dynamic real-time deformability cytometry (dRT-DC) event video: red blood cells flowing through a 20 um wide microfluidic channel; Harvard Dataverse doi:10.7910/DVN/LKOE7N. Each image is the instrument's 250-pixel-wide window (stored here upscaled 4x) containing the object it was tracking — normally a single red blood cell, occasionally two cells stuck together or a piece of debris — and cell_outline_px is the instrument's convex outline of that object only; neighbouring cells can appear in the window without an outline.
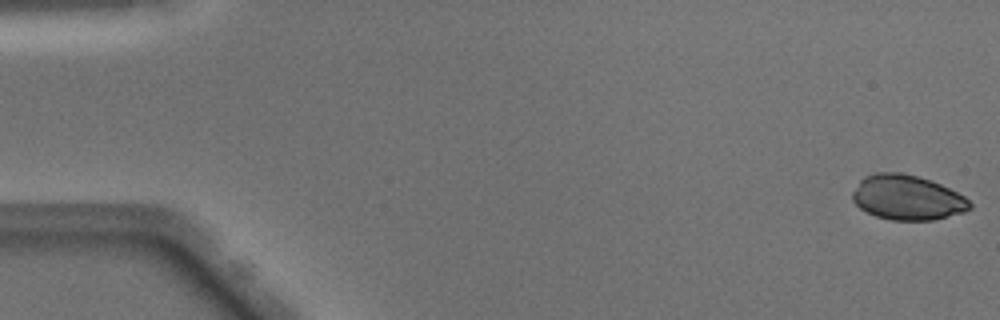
{"species": "Egyptian fruit bat (a non-hibernating species)", "species_latin": "Rousettus aegyptiacus", "temperature_condition": "warm", "stored_images_in_passage": 50, "camera_frame_rate_fps": 3000, "um_per_image_px": 0.085, "animal": {"sex": "male"}, "frame": {"image": 1, "passage_image": 1, "time_ms": 0.0, "image_size_px": [1000, 320], "cell_outline_px": [[972, 208], [964, 212], [932, 220], [892, 220], [876, 216], [860, 208], [852, 200], [852, 192], [860, 180], [864, 176], [876, 172], [900, 172], [932, 180], [964, 196], [972, 204]], "centroid_in_image_um": [77.1, 16.78], "position_along_channel_um": 7.9, "area_um2": 30.63}}
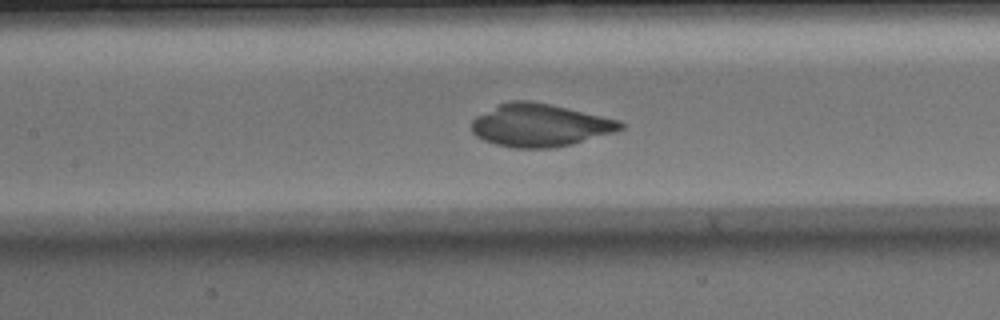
{"frame": {"image": 2, "passage_image": 23, "time_ms": 7.333, "image_size_px": [1000, 320], "cell_outline_px": [[624, 128], [612, 132], [572, 144], [552, 148], [516, 148], [496, 144], [484, 140], [476, 136], [472, 132], [472, 120], [476, 116], [500, 104], [512, 100], [528, 100], [568, 108], [620, 120], [624, 124]], "centroid_in_image_um": [45.88, 10.65], "position_along_channel_um": 161.5, "area_um2": 36.7}}
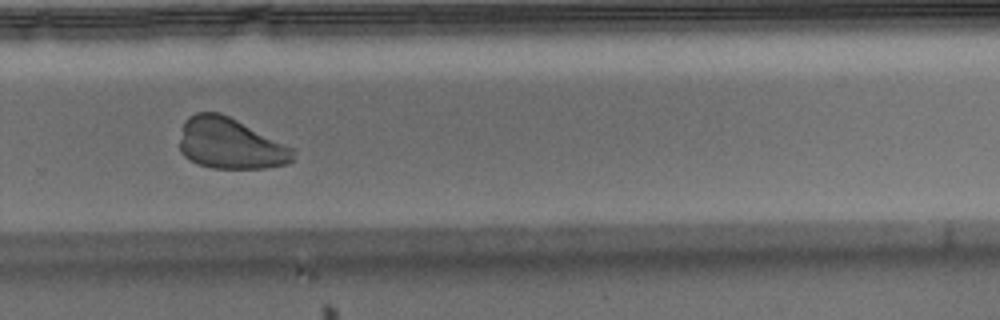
{"frame": {"image": 3, "passage_image": 34, "time_ms": 11.0, "image_size_px": [1000, 320], "cell_outline_px": [[296, 148], [292, 160], [288, 164], [264, 168], [212, 168], [188, 160], [180, 152], [180, 140], [184, 120], [188, 116], [196, 112], [220, 112]], "centroid_in_image_um": [19.58, 12.2], "position_along_channel_um": 310.2, "area_um2": 33.93}}